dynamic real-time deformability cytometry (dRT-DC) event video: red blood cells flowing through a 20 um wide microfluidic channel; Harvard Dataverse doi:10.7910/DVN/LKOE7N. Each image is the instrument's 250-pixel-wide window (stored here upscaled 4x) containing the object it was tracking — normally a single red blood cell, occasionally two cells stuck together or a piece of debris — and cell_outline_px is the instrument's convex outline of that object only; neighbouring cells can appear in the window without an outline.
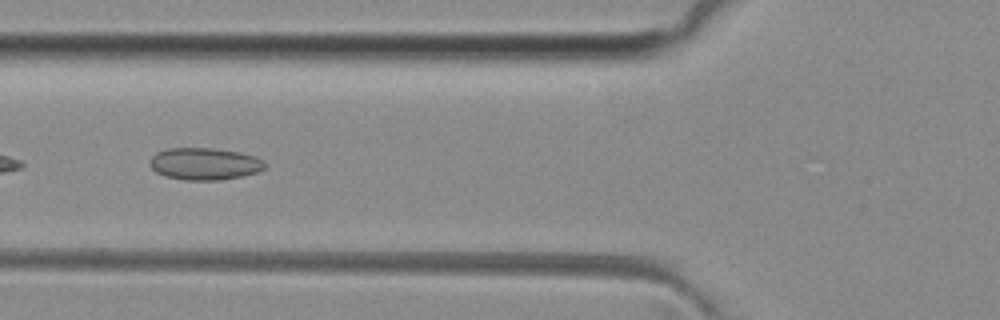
{"species": "common noctule bat (a hibernating species)", "species_latin": "Nyctalus noctula", "temperature_condition": "room temperature", "stored_images_in_passage": 6, "camera_frame_rate_fps": 3000, "um_per_image_px": 0.085, "animal": {"sex": "female", "body_mass_g": 29.2, "forearm_length_mm": 56.3}, "frame": {"image": 1, "passage_image": 6, "time_ms": 5.667, "image_size_px": [1000, 320], "cell_outline_px": [[268, 164], [260, 172], [244, 176], [220, 180], [184, 180], [164, 176], [156, 172], [148, 164], [148, 160], [156, 152], [168, 148], [212, 148], [240, 152], [256, 156], [264, 160]], "centroid_in_image_um": [17.41, 13.93], "position_along_channel_um": 108.4, "area_um2": 21.96}}